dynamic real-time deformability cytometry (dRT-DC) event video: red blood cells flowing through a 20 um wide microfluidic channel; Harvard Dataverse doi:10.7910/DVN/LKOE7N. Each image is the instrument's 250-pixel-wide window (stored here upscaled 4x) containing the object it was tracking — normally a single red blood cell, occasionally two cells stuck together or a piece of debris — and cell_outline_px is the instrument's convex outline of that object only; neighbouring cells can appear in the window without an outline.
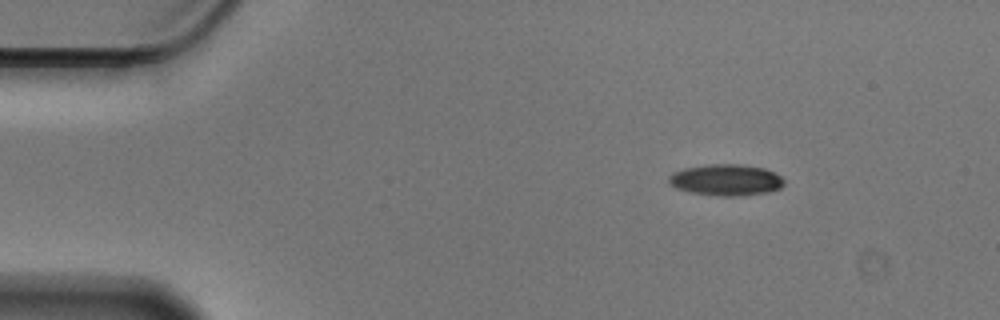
{"species": "Egyptian fruit bat (a non-hibernating species)", "species_latin": "Rousettus aegyptiacus", "temperature_condition": "cold", "stored_images_in_passage": 49, "camera_frame_rate_fps": 3000, "um_per_image_px": 0.085, "animal": {"sex": "male"}, "frame": {"image": 1, "passage_image": 1, "time_ms": 0.0, "image_size_px": [1000, 320], "cell_outline_px": [[784, 184], [780, 188], [768, 192], [736, 196], [724, 196], [692, 192], [676, 188], [668, 184], [668, 176], [672, 172], [684, 168], [704, 164], [744, 164], [764, 168], [780, 176], [784, 180]], "centroid_in_image_um": [61.68, 15.28], "position_along_channel_um": 23.3, "area_um2": 21.1}}
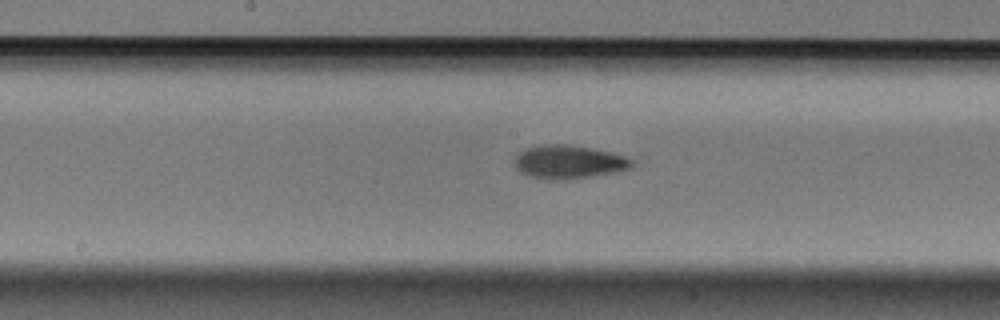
{"frame": {"image": 2, "passage_image": 22, "time_ms": 7.0, "image_size_px": [1000, 320], "cell_outline_px": [[636, 164], [628, 168], [616, 172], [568, 180], [544, 180], [528, 176], [520, 172], [512, 164], [516, 156], [524, 148], [544, 144], [564, 144], [612, 152], [628, 156]], "centroid_in_image_um": [48.31, 13.78], "position_along_channel_um": 199.9, "area_um2": 23.24}}
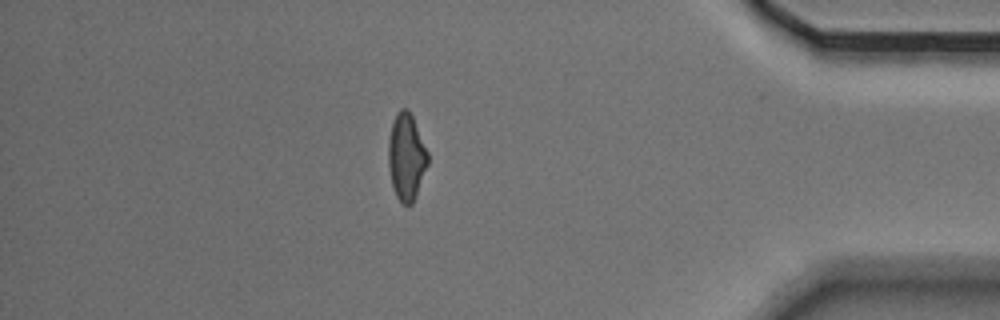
{"frame": {"image": 3, "passage_image": 42, "time_ms": 13.667, "image_size_px": [1000, 320], "cell_outline_px": [[428, 164], [416, 196], [412, 204], [408, 208], [396, 196], [392, 184], [388, 164], [388, 140], [392, 124], [396, 112], [400, 108], [408, 108], [412, 116], [428, 152]], "centroid_in_image_um": [34.54, 13.34], "position_along_channel_um": 400.7, "area_um2": 20.0}, "authors_computed_cell_mechanics": {"area_um2": 21.0392, "velocity_mm_per_s": 3.5616, "shape_relaxation_time_tau1_ms": 7.9846, "shape_relaxation_time_tau2_ms": 4.8485, "deformation_change_tau1": 0.1787, "deformation_change_tau2": 0.1173}}